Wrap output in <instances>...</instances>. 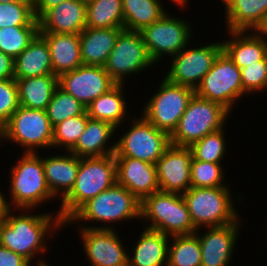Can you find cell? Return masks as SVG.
I'll return each mask as SVG.
<instances>
[{
	"instance_id": "cell-36",
	"label": "cell",
	"mask_w": 267,
	"mask_h": 266,
	"mask_svg": "<svg viewBox=\"0 0 267 266\" xmlns=\"http://www.w3.org/2000/svg\"><path fill=\"white\" fill-rule=\"evenodd\" d=\"M224 163H211L195 160L192 157L191 162V187L196 188H215L229 187L225 181L226 171ZM226 182V183H225Z\"/></svg>"
},
{
	"instance_id": "cell-20",
	"label": "cell",
	"mask_w": 267,
	"mask_h": 266,
	"mask_svg": "<svg viewBox=\"0 0 267 266\" xmlns=\"http://www.w3.org/2000/svg\"><path fill=\"white\" fill-rule=\"evenodd\" d=\"M63 152L41 155L47 185L53 197L60 201L71 191L80 163V157L70 151Z\"/></svg>"
},
{
	"instance_id": "cell-37",
	"label": "cell",
	"mask_w": 267,
	"mask_h": 266,
	"mask_svg": "<svg viewBox=\"0 0 267 266\" xmlns=\"http://www.w3.org/2000/svg\"><path fill=\"white\" fill-rule=\"evenodd\" d=\"M39 33V26L0 28V51L15 59Z\"/></svg>"
},
{
	"instance_id": "cell-3",
	"label": "cell",
	"mask_w": 267,
	"mask_h": 266,
	"mask_svg": "<svg viewBox=\"0 0 267 266\" xmlns=\"http://www.w3.org/2000/svg\"><path fill=\"white\" fill-rule=\"evenodd\" d=\"M117 182L114 154L80 157L78 173L71 191L59 202L58 213L67 222L86 202Z\"/></svg>"
},
{
	"instance_id": "cell-33",
	"label": "cell",
	"mask_w": 267,
	"mask_h": 266,
	"mask_svg": "<svg viewBox=\"0 0 267 266\" xmlns=\"http://www.w3.org/2000/svg\"><path fill=\"white\" fill-rule=\"evenodd\" d=\"M167 266H201V246L195 233L170 237Z\"/></svg>"
},
{
	"instance_id": "cell-24",
	"label": "cell",
	"mask_w": 267,
	"mask_h": 266,
	"mask_svg": "<svg viewBox=\"0 0 267 266\" xmlns=\"http://www.w3.org/2000/svg\"><path fill=\"white\" fill-rule=\"evenodd\" d=\"M228 38L223 41V51L242 69L267 56V41L255 31L226 30ZM230 35V36H229Z\"/></svg>"
},
{
	"instance_id": "cell-9",
	"label": "cell",
	"mask_w": 267,
	"mask_h": 266,
	"mask_svg": "<svg viewBox=\"0 0 267 266\" xmlns=\"http://www.w3.org/2000/svg\"><path fill=\"white\" fill-rule=\"evenodd\" d=\"M131 115L125 132L116 141L115 157H131L156 164L164 151L171 145L170 135L154 127L141 114ZM135 117V118H134ZM128 129V130H127Z\"/></svg>"
},
{
	"instance_id": "cell-6",
	"label": "cell",
	"mask_w": 267,
	"mask_h": 266,
	"mask_svg": "<svg viewBox=\"0 0 267 266\" xmlns=\"http://www.w3.org/2000/svg\"><path fill=\"white\" fill-rule=\"evenodd\" d=\"M139 223L144 228L170 237L189 235L197 231L182 194L171 192L158 191L147 196L141 202Z\"/></svg>"
},
{
	"instance_id": "cell-35",
	"label": "cell",
	"mask_w": 267,
	"mask_h": 266,
	"mask_svg": "<svg viewBox=\"0 0 267 266\" xmlns=\"http://www.w3.org/2000/svg\"><path fill=\"white\" fill-rule=\"evenodd\" d=\"M89 116L85 111L73 116L53 127L52 149L54 151H70L84 132ZM57 149V150H55Z\"/></svg>"
},
{
	"instance_id": "cell-16",
	"label": "cell",
	"mask_w": 267,
	"mask_h": 266,
	"mask_svg": "<svg viewBox=\"0 0 267 266\" xmlns=\"http://www.w3.org/2000/svg\"><path fill=\"white\" fill-rule=\"evenodd\" d=\"M116 83L104 67L81 65L58 77V86L87 107Z\"/></svg>"
},
{
	"instance_id": "cell-30",
	"label": "cell",
	"mask_w": 267,
	"mask_h": 266,
	"mask_svg": "<svg viewBox=\"0 0 267 266\" xmlns=\"http://www.w3.org/2000/svg\"><path fill=\"white\" fill-rule=\"evenodd\" d=\"M18 88L19 105L29 109L46 111L58 87L54 74L28 78H15Z\"/></svg>"
},
{
	"instance_id": "cell-11",
	"label": "cell",
	"mask_w": 267,
	"mask_h": 266,
	"mask_svg": "<svg viewBox=\"0 0 267 266\" xmlns=\"http://www.w3.org/2000/svg\"><path fill=\"white\" fill-rule=\"evenodd\" d=\"M157 91L144 103L141 115L157 129L169 135L177 128L195 90L169 82L164 76Z\"/></svg>"
},
{
	"instance_id": "cell-12",
	"label": "cell",
	"mask_w": 267,
	"mask_h": 266,
	"mask_svg": "<svg viewBox=\"0 0 267 266\" xmlns=\"http://www.w3.org/2000/svg\"><path fill=\"white\" fill-rule=\"evenodd\" d=\"M155 63L149 56L140 31L123 29L118 35L104 69L116 84H126L130 77L154 69ZM133 76V77H132ZM128 78V79H127Z\"/></svg>"
},
{
	"instance_id": "cell-2",
	"label": "cell",
	"mask_w": 267,
	"mask_h": 266,
	"mask_svg": "<svg viewBox=\"0 0 267 266\" xmlns=\"http://www.w3.org/2000/svg\"><path fill=\"white\" fill-rule=\"evenodd\" d=\"M134 219L138 222L141 220V202L127 188L116 182L86 202L64 223V228L76 224V228L115 230L116 224Z\"/></svg>"
},
{
	"instance_id": "cell-18",
	"label": "cell",
	"mask_w": 267,
	"mask_h": 266,
	"mask_svg": "<svg viewBox=\"0 0 267 266\" xmlns=\"http://www.w3.org/2000/svg\"><path fill=\"white\" fill-rule=\"evenodd\" d=\"M191 162L189 147L170 145L155 164L160 191L183 194L189 190Z\"/></svg>"
},
{
	"instance_id": "cell-21",
	"label": "cell",
	"mask_w": 267,
	"mask_h": 266,
	"mask_svg": "<svg viewBox=\"0 0 267 266\" xmlns=\"http://www.w3.org/2000/svg\"><path fill=\"white\" fill-rule=\"evenodd\" d=\"M38 22L39 32L80 34L86 28V5L79 0L63 1Z\"/></svg>"
},
{
	"instance_id": "cell-28",
	"label": "cell",
	"mask_w": 267,
	"mask_h": 266,
	"mask_svg": "<svg viewBox=\"0 0 267 266\" xmlns=\"http://www.w3.org/2000/svg\"><path fill=\"white\" fill-rule=\"evenodd\" d=\"M226 30L255 31L267 17V0H221Z\"/></svg>"
},
{
	"instance_id": "cell-23",
	"label": "cell",
	"mask_w": 267,
	"mask_h": 266,
	"mask_svg": "<svg viewBox=\"0 0 267 266\" xmlns=\"http://www.w3.org/2000/svg\"><path fill=\"white\" fill-rule=\"evenodd\" d=\"M128 253V266H167L170 236L143 227Z\"/></svg>"
},
{
	"instance_id": "cell-32",
	"label": "cell",
	"mask_w": 267,
	"mask_h": 266,
	"mask_svg": "<svg viewBox=\"0 0 267 266\" xmlns=\"http://www.w3.org/2000/svg\"><path fill=\"white\" fill-rule=\"evenodd\" d=\"M86 27H124L122 0H95L86 6Z\"/></svg>"
},
{
	"instance_id": "cell-14",
	"label": "cell",
	"mask_w": 267,
	"mask_h": 266,
	"mask_svg": "<svg viewBox=\"0 0 267 266\" xmlns=\"http://www.w3.org/2000/svg\"><path fill=\"white\" fill-rule=\"evenodd\" d=\"M216 41L212 43L207 41L206 45L199 46H195L193 42L192 46L190 42L168 60L171 62H167L168 71L163 72L164 77L171 83L196 90L202 78L210 71L216 58L223 51L222 41Z\"/></svg>"
},
{
	"instance_id": "cell-17",
	"label": "cell",
	"mask_w": 267,
	"mask_h": 266,
	"mask_svg": "<svg viewBox=\"0 0 267 266\" xmlns=\"http://www.w3.org/2000/svg\"><path fill=\"white\" fill-rule=\"evenodd\" d=\"M231 223L221 227L198 229L195 234L198 236L201 246V266H229L232 263L234 252L237 253L236 244L241 236V222Z\"/></svg>"
},
{
	"instance_id": "cell-4",
	"label": "cell",
	"mask_w": 267,
	"mask_h": 266,
	"mask_svg": "<svg viewBox=\"0 0 267 266\" xmlns=\"http://www.w3.org/2000/svg\"><path fill=\"white\" fill-rule=\"evenodd\" d=\"M41 152L21 153L9 170L7 200L11 209H34L55 199L47 185Z\"/></svg>"
},
{
	"instance_id": "cell-39",
	"label": "cell",
	"mask_w": 267,
	"mask_h": 266,
	"mask_svg": "<svg viewBox=\"0 0 267 266\" xmlns=\"http://www.w3.org/2000/svg\"><path fill=\"white\" fill-rule=\"evenodd\" d=\"M10 26H39L31 1L0 3V28Z\"/></svg>"
},
{
	"instance_id": "cell-38",
	"label": "cell",
	"mask_w": 267,
	"mask_h": 266,
	"mask_svg": "<svg viewBox=\"0 0 267 266\" xmlns=\"http://www.w3.org/2000/svg\"><path fill=\"white\" fill-rule=\"evenodd\" d=\"M86 111V107L75 99L71 94L66 93L59 86L54 91L52 100L47 106L46 113L52 127L66 119L79 116Z\"/></svg>"
},
{
	"instance_id": "cell-29",
	"label": "cell",
	"mask_w": 267,
	"mask_h": 266,
	"mask_svg": "<svg viewBox=\"0 0 267 266\" xmlns=\"http://www.w3.org/2000/svg\"><path fill=\"white\" fill-rule=\"evenodd\" d=\"M14 71L15 78L53 74L49 46L39 33L14 59Z\"/></svg>"
},
{
	"instance_id": "cell-13",
	"label": "cell",
	"mask_w": 267,
	"mask_h": 266,
	"mask_svg": "<svg viewBox=\"0 0 267 266\" xmlns=\"http://www.w3.org/2000/svg\"><path fill=\"white\" fill-rule=\"evenodd\" d=\"M195 94L221 104L230 113L234 106H238V101L242 97L245 99V96H248L243 90L240 69L224 51L219 54L210 71L202 78Z\"/></svg>"
},
{
	"instance_id": "cell-25",
	"label": "cell",
	"mask_w": 267,
	"mask_h": 266,
	"mask_svg": "<svg viewBox=\"0 0 267 266\" xmlns=\"http://www.w3.org/2000/svg\"><path fill=\"white\" fill-rule=\"evenodd\" d=\"M46 40L52 62L53 74L72 71L82 64L79 34L39 32Z\"/></svg>"
},
{
	"instance_id": "cell-49",
	"label": "cell",
	"mask_w": 267,
	"mask_h": 266,
	"mask_svg": "<svg viewBox=\"0 0 267 266\" xmlns=\"http://www.w3.org/2000/svg\"><path fill=\"white\" fill-rule=\"evenodd\" d=\"M19 1H29V0H0V3H14Z\"/></svg>"
},
{
	"instance_id": "cell-27",
	"label": "cell",
	"mask_w": 267,
	"mask_h": 266,
	"mask_svg": "<svg viewBox=\"0 0 267 266\" xmlns=\"http://www.w3.org/2000/svg\"><path fill=\"white\" fill-rule=\"evenodd\" d=\"M124 27L89 28L80 34L82 64L104 67L112 52L116 39Z\"/></svg>"
},
{
	"instance_id": "cell-7",
	"label": "cell",
	"mask_w": 267,
	"mask_h": 266,
	"mask_svg": "<svg viewBox=\"0 0 267 266\" xmlns=\"http://www.w3.org/2000/svg\"><path fill=\"white\" fill-rule=\"evenodd\" d=\"M232 115L221 104L194 94L180 118L177 128L170 135V143L190 147L205 135L221 130Z\"/></svg>"
},
{
	"instance_id": "cell-15",
	"label": "cell",
	"mask_w": 267,
	"mask_h": 266,
	"mask_svg": "<svg viewBox=\"0 0 267 266\" xmlns=\"http://www.w3.org/2000/svg\"><path fill=\"white\" fill-rule=\"evenodd\" d=\"M76 231L77 234L79 231L85 258L90 262L88 266H128L129 248L119 237L118 229L78 228Z\"/></svg>"
},
{
	"instance_id": "cell-52",
	"label": "cell",
	"mask_w": 267,
	"mask_h": 266,
	"mask_svg": "<svg viewBox=\"0 0 267 266\" xmlns=\"http://www.w3.org/2000/svg\"><path fill=\"white\" fill-rule=\"evenodd\" d=\"M43 266H50V264L48 262H46Z\"/></svg>"
},
{
	"instance_id": "cell-45",
	"label": "cell",
	"mask_w": 267,
	"mask_h": 266,
	"mask_svg": "<svg viewBox=\"0 0 267 266\" xmlns=\"http://www.w3.org/2000/svg\"><path fill=\"white\" fill-rule=\"evenodd\" d=\"M2 188H0L1 190ZM5 189L4 191H0V221L3 220L8 212L11 210L8 200H7V195H5L6 193Z\"/></svg>"
},
{
	"instance_id": "cell-42",
	"label": "cell",
	"mask_w": 267,
	"mask_h": 266,
	"mask_svg": "<svg viewBox=\"0 0 267 266\" xmlns=\"http://www.w3.org/2000/svg\"><path fill=\"white\" fill-rule=\"evenodd\" d=\"M28 264L25 258L0 245V266H26Z\"/></svg>"
},
{
	"instance_id": "cell-22",
	"label": "cell",
	"mask_w": 267,
	"mask_h": 266,
	"mask_svg": "<svg viewBox=\"0 0 267 266\" xmlns=\"http://www.w3.org/2000/svg\"><path fill=\"white\" fill-rule=\"evenodd\" d=\"M116 132V127L111 123L89 118L84 132L81 134L76 145L70 152L77 157L107 156L115 154L116 141L114 140L115 137L118 136L116 135Z\"/></svg>"
},
{
	"instance_id": "cell-5",
	"label": "cell",
	"mask_w": 267,
	"mask_h": 266,
	"mask_svg": "<svg viewBox=\"0 0 267 266\" xmlns=\"http://www.w3.org/2000/svg\"><path fill=\"white\" fill-rule=\"evenodd\" d=\"M231 191L230 187H191L182 194L196 230L226 226L242 218L235 204L242 203L243 195L234 196Z\"/></svg>"
},
{
	"instance_id": "cell-19",
	"label": "cell",
	"mask_w": 267,
	"mask_h": 266,
	"mask_svg": "<svg viewBox=\"0 0 267 266\" xmlns=\"http://www.w3.org/2000/svg\"><path fill=\"white\" fill-rule=\"evenodd\" d=\"M117 183L127 188L140 202L160 191L155 164L131 157H115Z\"/></svg>"
},
{
	"instance_id": "cell-31",
	"label": "cell",
	"mask_w": 267,
	"mask_h": 266,
	"mask_svg": "<svg viewBox=\"0 0 267 266\" xmlns=\"http://www.w3.org/2000/svg\"><path fill=\"white\" fill-rule=\"evenodd\" d=\"M124 29L141 31L159 20L167 11L161 0H122Z\"/></svg>"
},
{
	"instance_id": "cell-40",
	"label": "cell",
	"mask_w": 267,
	"mask_h": 266,
	"mask_svg": "<svg viewBox=\"0 0 267 266\" xmlns=\"http://www.w3.org/2000/svg\"><path fill=\"white\" fill-rule=\"evenodd\" d=\"M243 90L248 95L267 91V56L240 69Z\"/></svg>"
},
{
	"instance_id": "cell-48",
	"label": "cell",
	"mask_w": 267,
	"mask_h": 266,
	"mask_svg": "<svg viewBox=\"0 0 267 266\" xmlns=\"http://www.w3.org/2000/svg\"><path fill=\"white\" fill-rule=\"evenodd\" d=\"M46 262L48 261H42V262H33V263H29L26 266H43Z\"/></svg>"
},
{
	"instance_id": "cell-47",
	"label": "cell",
	"mask_w": 267,
	"mask_h": 266,
	"mask_svg": "<svg viewBox=\"0 0 267 266\" xmlns=\"http://www.w3.org/2000/svg\"><path fill=\"white\" fill-rule=\"evenodd\" d=\"M167 1H171L173 4L177 6V8L180 9L183 8V10L186 6L188 7V3L190 2V0H167Z\"/></svg>"
},
{
	"instance_id": "cell-26",
	"label": "cell",
	"mask_w": 267,
	"mask_h": 266,
	"mask_svg": "<svg viewBox=\"0 0 267 266\" xmlns=\"http://www.w3.org/2000/svg\"><path fill=\"white\" fill-rule=\"evenodd\" d=\"M124 88V84H116L108 92L93 100L86 107L89 118L111 123L116 127V131L120 128V131L123 130L122 125L128 122L126 119H130L128 117L130 110L127 106L129 101L126 100L127 91H125L128 89Z\"/></svg>"
},
{
	"instance_id": "cell-43",
	"label": "cell",
	"mask_w": 267,
	"mask_h": 266,
	"mask_svg": "<svg viewBox=\"0 0 267 266\" xmlns=\"http://www.w3.org/2000/svg\"><path fill=\"white\" fill-rule=\"evenodd\" d=\"M15 79L14 59L0 51V80Z\"/></svg>"
},
{
	"instance_id": "cell-34",
	"label": "cell",
	"mask_w": 267,
	"mask_h": 266,
	"mask_svg": "<svg viewBox=\"0 0 267 266\" xmlns=\"http://www.w3.org/2000/svg\"><path fill=\"white\" fill-rule=\"evenodd\" d=\"M227 126L216 132L205 135L199 141L193 143L189 148L195 160L211 163H223L228 153V141L225 132ZM227 141V142H226Z\"/></svg>"
},
{
	"instance_id": "cell-41",
	"label": "cell",
	"mask_w": 267,
	"mask_h": 266,
	"mask_svg": "<svg viewBox=\"0 0 267 266\" xmlns=\"http://www.w3.org/2000/svg\"><path fill=\"white\" fill-rule=\"evenodd\" d=\"M19 106L16 80H0V125L2 127L10 120Z\"/></svg>"
},
{
	"instance_id": "cell-46",
	"label": "cell",
	"mask_w": 267,
	"mask_h": 266,
	"mask_svg": "<svg viewBox=\"0 0 267 266\" xmlns=\"http://www.w3.org/2000/svg\"><path fill=\"white\" fill-rule=\"evenodd\" d=\"M255 32L263 38L265 41H267V17L263 19L261 24L255 29Z\"/></svg>"
},
{
	"instance_id": "cell-1",
	"label": "cell",
	"mask_w": 267,
	"mask_h": 266,
	"mask_svg": "<svg viewBox=\"0 0 267 266\" xmlns=\"http://www.w3.org/2000/svg\"><path fill=\"white\" fill-rule=\"evenodd\" d=\"M60 228L64 229V223L58 212L51 210L36 214L34 209H11L0 221V245L16 252L29 263H33L35 258L38 260L34 262L47 261L44 257L49 251V241L62 231Z\"/></svg>"
},
{
	"instance_id": "cell-8",
	"label": "cell",
	"mask_w": 267,
	"mask_h": 266,
	"mask_svg": "<svg viewBox=\"0 0 267 266\" xmlns=\"http://www.w3.org/2000/svg\"><path fill=\"white\" fill-rule=\"evenodd\" d=\"M52 139L53 127L46 111L19 106L3 126L0 143L17 144L22 153H38L52 151Z\"/></svg>"
},
{
	"instance_id": "cell-51",
	"label": "cell",
	"mask_w": 267,
	"mask_h": 266,
	"mask_svg": "<svg viewBox=\"0 0 267 266\" xmlns=\"http://www.w3.org/2000/svg\"><path fill=\"white\" fill-rule=\"evenodd\" d=\"M2 131H3V127L0 125V137H1Z\"/></svg>"
},
{
	"instance_id": "cell-44",
	"label": "cell",
	"mask_w": 267,
	"mask_h": 266,
	"mask_svg": "<svg viewBox=\"0 0 267 266\" xmlns=\"http://www.w3.org/2000/svg\"><path fill=\"white\" fill-rule=\"evenodd\" d=\"M66 0H35L33 2V13L37 20H39L49 9L57 6Z\"/></svg>"
},
{
	"instance_id": "cell-50",
	"label": "cell",
	"mask_w": 267,
	"mask_h": 266,
	"mask_svg": "<svg viewBox=\"0 0 267 266\" xmlns=\"http://www.w3.org/2000/svg\"><path fill=\"white\" fill-rule=\"evenodd\" d=\"M79 1L87 6L88 4L94 2L95 0H79Z\"/></svg>"
},
{
	"instance_id": "cell-10",
	"label": "cell",
	"mask_w": 267,
	"mask_h": 266,
	"mask_svg": "<svg viewBox=\"0 0 267 266\" xmlns=\"http://www.w3.org/2000/svg\"><path fill=\"white\" fill-rule=\"evenodd\" d=\"M172 14L167 11L159 20L140 31L155 65L161 64L163 57L170 59L192 42L195 31L192 30L191 21Z\"/></svg>"
}]
</instances>
